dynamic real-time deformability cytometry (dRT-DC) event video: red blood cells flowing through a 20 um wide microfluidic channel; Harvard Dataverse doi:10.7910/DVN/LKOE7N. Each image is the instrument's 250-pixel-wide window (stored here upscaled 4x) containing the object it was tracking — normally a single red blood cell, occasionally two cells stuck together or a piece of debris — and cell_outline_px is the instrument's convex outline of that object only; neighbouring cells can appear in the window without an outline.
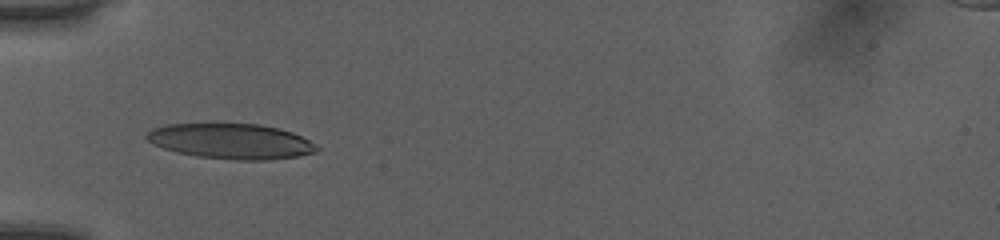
{"species": "human", "species_latin": "Homo sapiens", "temperature_condition": "room temperature", "stored_images_in_passage": 34, "camera_frame_rate_fps": 3000, "um_per_image_px": 0.085, "donor": {"sex": "female"}, "frame": {"image": 1, "passage_image": 1, "time_ms": 0.0, "image_size_px": [1000, 240], "cell_outline_px": [[320, 148], [316, 152], [296, 156], [268, 160], [236, 160], [196, 156], [176, 152], [152, 144], [144, 136], [152, 128], [164, 124], [260, 124], [280, 128], [292, 132], [316, 144]], "centroid_in_image_um": [19.63, 12.0], "position_along_channel_um": 65.4, "area_um2": 35.03}}
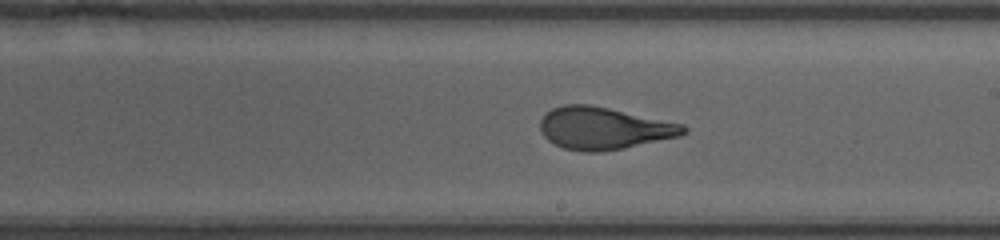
{"frame": {"image": 2, "passage_image": 14, "time_ms": 4.333, "image_size_px": [1000, 240], "cell_outline_px": [[688, 132], [680, 136], [600, 152], [584, 152], [564, 148], [548, 140], [540, 132], [540, 120], [552, 108], [564, 104], [588, 104], [608, 108], [684, 124], [688, 128]], "centroid_in_image_um": [51.31, 10.89], "position_along_channel_um": 237.7, "area_um2": 34.97}}
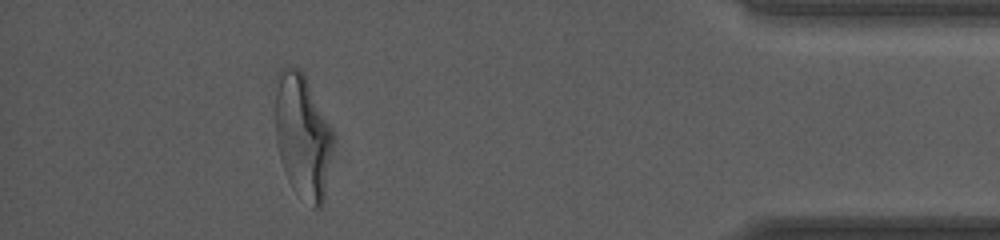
{"frame": {"image": 3, "passage_image": 30, "time_ms": 9.667, "image_size_px": [1000, 240], "cell_outline_px": [[332, 144], [324, 200], [320, 208], [312, 208], [292, 188], [288, 180], [280, 160], [276, 144], [276, 76], [280, 68], [288, 64], [300, 68], [332, 132]], "centroid_in_image_um": [25.68, 11.58], "position_along_channel_um": 409.5, "area_um2": 41.27}, "authors_computed_cell_mechanics": {"area_um2": 35.836, "velocity_mm_per_s": 4.0551, "shape_relaxation_time_tau1_ms": 5.8176, "shape_relaxation_time_tau2_ms": 0.7023, "deformation_change_tau1": 0.2294, "deformation_change_tau2": 0.0779}}